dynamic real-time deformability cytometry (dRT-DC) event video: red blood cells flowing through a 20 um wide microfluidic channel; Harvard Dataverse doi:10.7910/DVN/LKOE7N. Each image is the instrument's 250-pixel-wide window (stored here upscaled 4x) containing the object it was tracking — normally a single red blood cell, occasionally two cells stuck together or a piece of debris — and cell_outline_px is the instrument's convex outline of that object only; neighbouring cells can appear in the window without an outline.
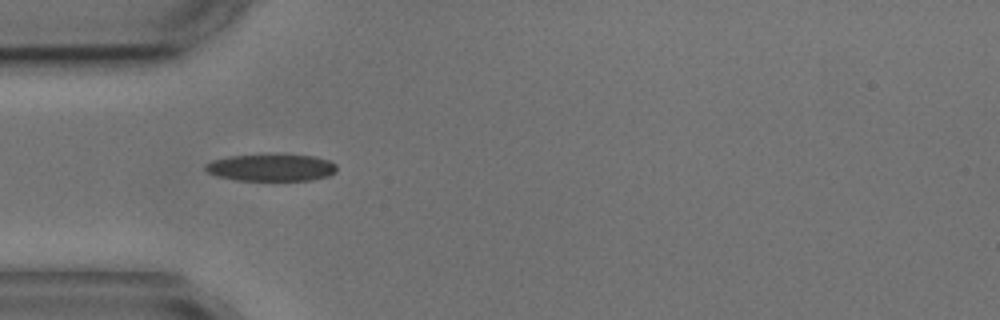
{"species": "common noctule bat (a hibernating species)", "species_latin": "Nyctalus noctula", "temperature_condition": "cold", "stored_images_in_passage": 1, "camera_frame_rate_fps": 3000, "um_per_image_px": 0.085, "animal": {"sex": "male", "body_mass_g": 17.9, "forearm_length_mm": 54.2}, "frame": {"image": 1, "passage_image": 1, "time_ms": 0.0, "image_size_px": [1000, 320], "cell_outline_px": [[336, 172], [328, 176], [312, 180], [236, 180], [216, 176], [208, 172], [204, 168], [204, 164], [212, 160], [228, 156], [260, 152], [284, 152], [316, 156], [328, 160], [336, 164]], "centroid_in_image_um": [23.05, 14.18], "position_along_channel_um": 62.0, "area_um2": 21.91}}